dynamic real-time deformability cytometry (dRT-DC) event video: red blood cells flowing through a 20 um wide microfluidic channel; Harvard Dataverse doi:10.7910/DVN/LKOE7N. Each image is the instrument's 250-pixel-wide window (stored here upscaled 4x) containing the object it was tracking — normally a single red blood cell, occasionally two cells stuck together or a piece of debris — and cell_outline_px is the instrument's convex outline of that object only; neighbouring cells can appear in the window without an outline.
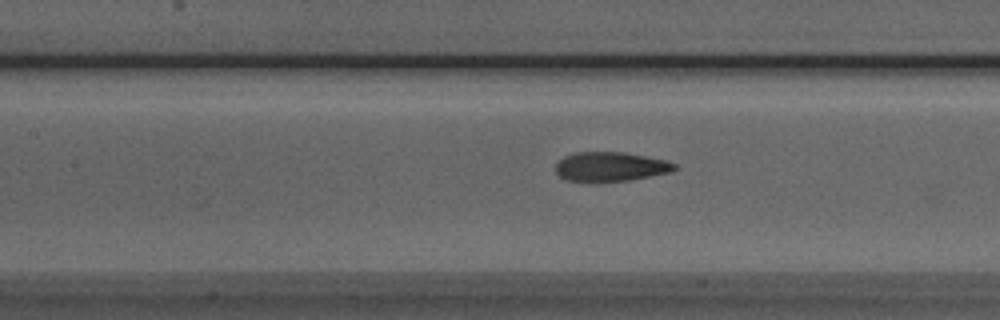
{"species": "Egyptian fruit bat (a non-hibernating species)", "species_latin": "Rousettus aegyptiacus", "temperature_condition": "room temperature", "stored_images_in_passage": 14, "camera_frame_rate_fps": 3000, "um_per_image_px": 0.085, "animal": {"sex": "male"}, "frame": {"image": 1, "passage_image": 8, "time_ms": 2.333, "image_size_px": [1000, 320], "cell_outline_px": [[676, 168], [672, 172], [628, 180], [568, 180], [560, 176], [556, 172], [556, 164], [564, 156], [576, 152], [624, 152], [668, 160], [676, 164]], "centroid_in_image_um": [51.94, 14.14], "position_along_channel_um": 155.5, "area_um2": 19.94}}
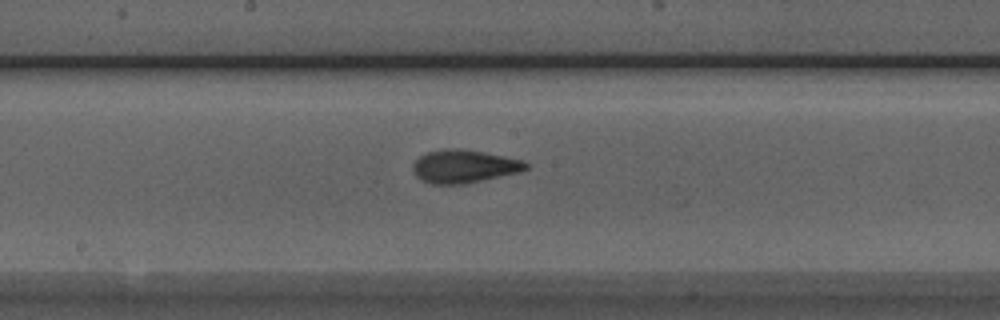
{"frame": {"image": 2, "passage_image": 12, "time_ms": 3.667, "image_size_px": [1000, 320], "cell_outline_px": [[528, 168], [520, 172], [484, 180], [464, 184], [432, 184], [420, 180], [416, 176], [412, 168], [412, 164], [420, 156], [428, 152], [444, 148], [460, 148], [484, 152], [524, 160], [528, 164]], "centroid_in_image_um": [39.44, 14.14], "position_along_channel_um": 208.8, "area_um2": 21.96}}